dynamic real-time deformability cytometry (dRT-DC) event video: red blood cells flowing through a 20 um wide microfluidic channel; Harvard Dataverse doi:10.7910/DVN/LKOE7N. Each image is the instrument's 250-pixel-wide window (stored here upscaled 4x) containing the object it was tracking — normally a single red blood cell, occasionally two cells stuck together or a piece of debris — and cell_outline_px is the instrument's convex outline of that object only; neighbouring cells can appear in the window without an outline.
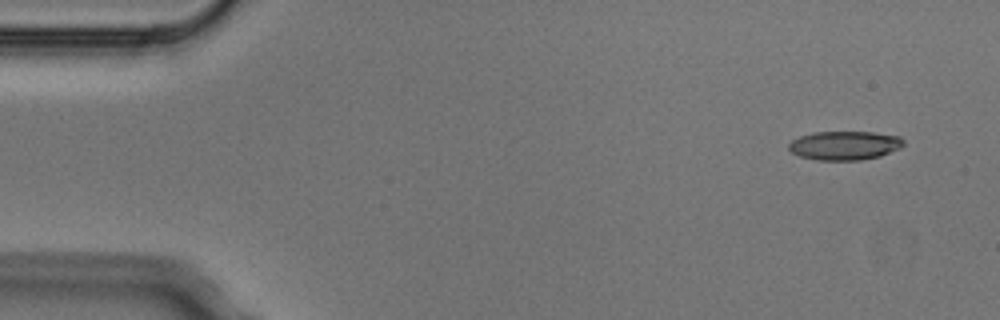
{"species": "Egyptian fruit bat (a non-hibernating species)", "species_latin": "Rousettus aegyptiacus", "temperature_condition": "cold", "stored_images_in_passage": 5, "segment_of_instrument_passage": [1, 2], "camera_frame_rate_fps": 3000, "um_per_image_px": 0.085, "animal": {"sex": "male"}, "frame": {"image": 1, "passage_image": 1, "time_ms": 0.0, "image_size_px": [1000, 320], "cell_outline_px": [[904, 144], [900, 148], [880, 156], [860, 160], [816, 160], [800, 156], [792, 152], [788, 148], [788, 144], [792, 140], [800, 136], [812, 132], [872, 132], [900, 136], [904, 140]], "centroid_in_image_um": [71.79, 12.36], "position_along_channel_um": 13.2, "area_um2": 19.36}}
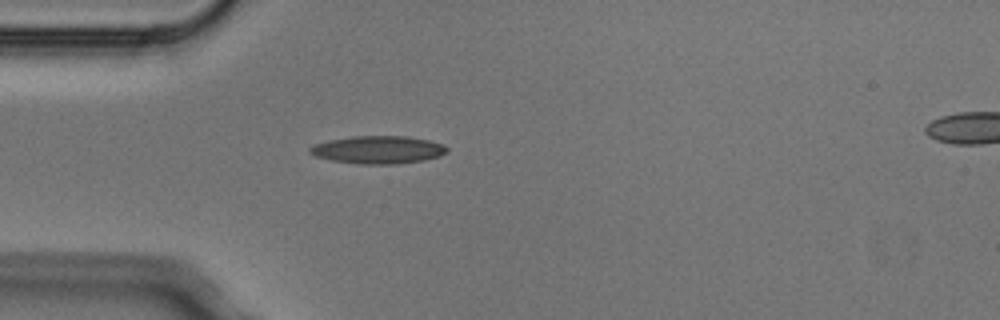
{"frame": {"image": 2, "passage_image": 4, "time_ms": 1.0, "image_size_px": [1000, 320], "cell_outline_px": [[448, 152], [440, 156], [424, 160], [396, 164], [360, 164], [332, 160], [316, 156], [308, 152], [308, 148], [312, 144], [328, 140], [352, 136], [408, 136], [428, 140], [444, 144], [448, 148]], "centroid_in_image_um": [32.14, 12.72], "position_along_channel_um": 52.9, "area_um2": 22.37}}